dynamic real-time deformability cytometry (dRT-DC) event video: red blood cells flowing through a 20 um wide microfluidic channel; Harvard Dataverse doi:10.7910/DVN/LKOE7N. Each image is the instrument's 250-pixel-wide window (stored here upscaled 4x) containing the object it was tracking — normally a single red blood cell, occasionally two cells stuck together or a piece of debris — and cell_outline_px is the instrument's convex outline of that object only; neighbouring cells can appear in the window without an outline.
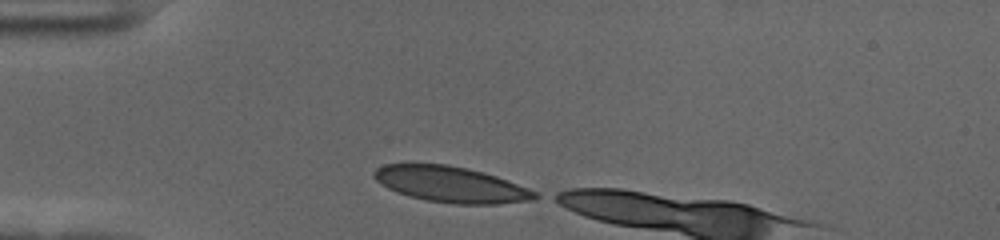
{"species": "human", "species_latin": "Homo sapiens", "temperature_condition": "cold", "stored_images_in_passage": 15, "camera_frame_rate_fps": 3000, "um_per_image_px": 0.085, "donor": {"sex": "female"}, "frame": {"image": 1, "passage_image": 1, "time_ms": 0.0, "image_size_px": [1000, 240], "cell_outline_px": [[540, 196], [532, 200], [500, 204], [452, 204], [424, 200], [408, 196], [396, 192], [388, 188], [376, 180], [372, 176], [372, 172], [376, 168], [384, 164], [448, 164], [484, 172], [496, 176], [528, 188], [536, 192]], "centroid_in_image_um": [38.31, 15.68], "position_along_channel_um": 46.7, "area_um2": 33.76}}
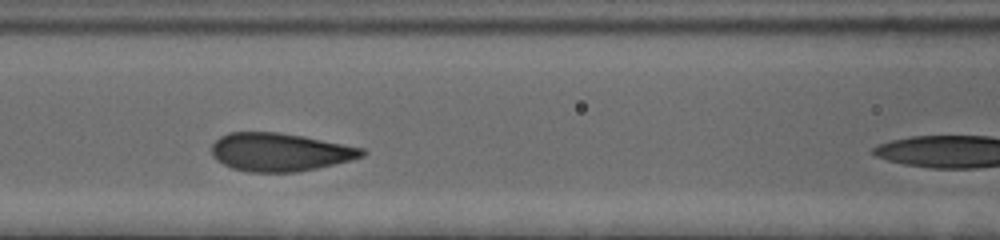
{"frame": {"image": 2, "passage_image": 11, "time_ms": 3.333, "image_size_px": [1000, 240], "cell_outline_px": [[368, 152], [364, 156], [316, 168], [296, 172], [248, 172], [232, 168], [216, 160], [212, 156], [212, 144], [220, 136], [228, 132], [276, 132], [304, 136], [364, 148]], "centroid_in_image_um": [23.77, 12.92], "position_along_channel_um": 142.8, "area_um2": 33.41}}
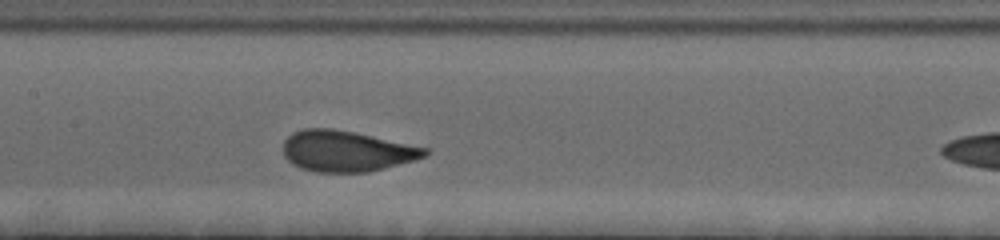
{"frame": {"image": 3, "passage_image": 14, "time_ms": 4.333, "image_size_px": [1000, 240], "cell_outline_px": [[428, 156], [384, 168], [368, 172], [316, 172], [300, 168], [292, 164], [284, 156], [284, 140], [292, 132], [304, 128], [332, 128], [352, 132], [428, 148]], "centroid_in_image_um": [29.42, 12.85], "position_along_channel_um": 178.0, "area_um2": 33.58}}